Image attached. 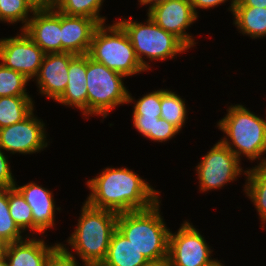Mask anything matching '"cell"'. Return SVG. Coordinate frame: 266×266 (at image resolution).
I'll return each mask as SVG.
<instances>
[{
    "instance_id": "36",
    "label": "cell",
    "mask_w": 266,
    "mask_h": 266,
    "mask_svg": "<svg viewBox=\"0 0 266 266\" xmlns=\"http://www.w3.org/2000/svg\"><path fill=\"white\" fill-rule=\"evenodd\" d=\"M235 6L266 8V0H236Z\"/></svg>"
},
{
    "instance_id": "20",
    "label": "cell",
    "mask_w": 266,
    "mask_h": 266,
    "mask_svg": "<svg viewBox=\"0 0 266 266\" xmlns=\"http://www.w3.org/2000/svg\"><path fill=\"white\" fill-rule=\"evenodd\" d=\"M245 177L243 191L256 208L258 219L261 220V228L264 230L266 226V163L248 168Z\"/></svg>"
},
{
    "instance_id": "7",
    "label": "cell",
    "mask_w": 266,
    "mask_h": 266,
    "mask_svg": "<svg viewBox=\"0 0 266 266\" xmlns=\"http://www.w3.org/2000/svg\"><path fill=\"white\" fill-rule=\"evenodd\" d=\"M125 78L86 54L87 119L101 115L104 120L117 106L128 104Z\"/></svg>"
},
{
    "instance_id": "14",
    "label": "cell",
    "mask_w": 266,
    "mask_h": 266,
    "mask_svg": "<svg viewBox=\"0 0 266 266\" xmlns=\"http://www.w3.org/2000/svg\"><path fill=\"white\" fill-rule=\"evenodd\" d=\"M16 182L15 188L22 194L25 201L32 210L33 215V234H44L48 229H53L55 225V212L60 211L61 207L55 206L53 192L48 188L42 187L33 181L23 186Z\"/></svg>"
},
{
    "instance_id": "5",
    "label": "cell",
    "mask_w": 266,
    "mask_h": 266,
    "mask_svg": "<svg viewBox=\"0 0 266 266\" xmlns=\"http://www.w3.org/2000/svg\"><path fill=\"white\" fill-rule=\"evenodd\" d=\"M132 17H121L116 22L127 33L135 54L146 71L151 70L149 63L153 61L172 60L189 50L178 37L159 27L149 16L145 23L138 22Z\"/></svg>"
},
{
    "instance_id": "10",
    "label": "cell",
    "mask_w": 266,
    "mask_h": 266,
    "mask_svg": "<svg viewBox=\"0 0 266 266\" xmlns=\"http://www.w3.org/2000/svg\"><path fill=\"white\" fill-rule=\"evenodd\" d=\"M33 110L24 120L0 128V148L10 154H34L48 145L45 123Z\"/></svg>"
},
{
    "instance_id": "34",
    "label": "cell",
    "mask_w": 266,
    "mask_h": 266,
    "mask_svg": "<svg viewBox=\"0 0 266 266\" xmlns=\"http://www.w3.org/2000/svg\"><path fill=\"white\" fill-rule=\"evenodd\" d=\"M228 0H190V3L192 4V8L194 13L198 16V10L197 9H213L217 6L225 3ZM230 6L228 8L231 13L233 12V9L235 7L236 0H230Z\"/></svg>"
},
{
    "instance_id": "33",
    "label": "cell",
    "mask_w": 266,
    "mask_h": 266,
    "mask_svg": "<svg viewBox=\"0 0 266 266\" xmlns=\"http://www.w3.org/2000/svg\"><path fill=\"white\" fill-rule=\"evenodd\" d=\"M160 117L132 116L133 126L144 138L150 140V133H154V126Z\"/></svg>"
},
{
    "instance_id": "40",
    "label": "cell",
    "mask_w": 266,
    "mask_h": 266,
    "mask_svg": "<svg viewBox=\"0 0 266 266\" xmlns=\"http://www.w3.org/2000/svg\"><path fill=\"white\" fill-rule=\"evenodd\" d=\"M0 266H8V262L6 260V257L0 259Z\"/></svg>"
},
{
    "instance_id": "41",
    "label": "cell",
    "mask_w": 266,
    "mask_h": 266,
    "mask_svg": "<svg viewBox=\"0 0 266 266\" xmlns=\"http://www.w3.org/2000/svg\"><path fill=\"white\" fill-rule=\"evenodd\" d=\"M217 266H225L222 262H220Z\"/></svg>"
},
{
    "instance_id": "11",
    "label": "cell",
    "mask_w": 266,
    "mask_h": 266,
    "mask_svg": "<svg viewBox=\"0 0 266 266\" xmlns=\"http://www.w3.org/2000/svg\"><path fill=\"white\" fill-rule=\"evenodd\" d=\"M20 33L14 37L0 38V62L34 81L46 53L24 30Z\"/></svg>"
},
{
    "instance_id": "8",
    "label": "cell",
    "mask_w": 266,
    "mask_h": 266,
    "mask_svg": "<svg viewBox=\"0 0 266 266\" xmlns=\"http://www.w3.org/2000/svg\"><path fill=\"white\" fill-rule=\"evenodd\" d=\"M199 179V191L221 189L224 185L236 181L247 172L241 167L237 156L220 140L204 155L195 167Z\"/></svg>"
},
{
    "instance_id": "18",
    "label": "cell",
    "mask_w": 266,
    "mask_h": 266,
    "mask_svg": "<svg viewBox=\"0 0 266 266\" xmlns=\"http://www.w3.org/2000/svg\"><path fill=\"white\" fill-rule=\"evenodd\" d=\"M55 102L78 108L87 119L86 54L76 55L70 61L66 89Z\"/></svg>"
},
{
    "instance_id": "28",
    "label": "cell",
    "mask_w": 266,
    "mask_h": 266,
    "mask_svg": "<svg viewBox=\"0 0 266 266\" xmlns=\"http://www.w3.org/2000/svg\"><path fill=\"white\" fill-rule=\"evenodd\" d=\"M30 82L23 74L5 67L0 62V97L31 96L26 86Z\"/></svg>"
},
{
    "instance_id": "35",
    "label": "cell",
    "mask_w": 266,
    "mask_h": 266,
    "mask_svg": "<svg viewBox=\"0 0 266 266\" xmlns=\"http://www.w3.org/2000/svg\"><path fill=\"white\" fill-rule=\"evenodd\" d=\"M34 11L49 10L55 5V0H25Z\"/></svg>"
},
{
    "instance_id": "25",
    "label": "cell",
    "mask_w": 266,
    "mask_h": 266,
    "mask_svg": "<svg viewBox=\"0 0 266 266\" xmlns=\"http://www.w3.org/2000/svg\"><path fill=\"white\" fill-rule=\"evenodd\" d=\"M8 204H9V213L17 226L26 233L28 236H37L33 235V215L32 210L28 203L25 201V198L22 194L15 188L8 189ZM31 231V232H30Z\"/></svg>"
},
{
    "instance_id": "3",
    "label": "cell",
    "mask_w": 266,
    "mask_h": 266,
    "mask_svg": "<svg viewBox=\"0 0 266 266\" xmlns=\"http://www.w3.org/2000/svg\"><path fill=\"white\" fill-rule=\"evenodd\" d=\"M161 201L144 210L118 213L117 230L149 262L167 261L170 229L160 213Z\"/></svg>"
},
{
    "instance_id": "19",
    "label": "cell",
    "mask_w": 266,
    "mask_h": 266,
    "mask_svg": "<svg viewBox=\"0 0 266 266\" xmlns=\"http://www.w3.org/2000/svg\"><path fill=\"white\" fill-rule=\"evenodd\" d=\"M150 262L117 229L113 232L105 260L100 266H146Z\"/></svg>"
},
{
    "instance_id": "1",
    "label": "cell",
    "mask_w": 266,
    "mask_h": 266,
    "mask_svg": "<svg viewBox=\"0 0 266 266\" xmlns=\"http://www.w3.org/2000/svg\"><path fill=\"white\" fill-rule=\"evenodd\" d=\"M86 184L87 204L116 213L144 210L161 200L160 191L127 167H106Z\"/></svg>"
},
{
    "instance_id": "12",
    "label": "cell",
    "mask_w": 266,
    "mask_h": 266,
    "mask_svg": "<svg viewBox=\"0 0 266 266\" xmlns=\"http://www.w3.org/2000/svg\"><path fill=\"white\" fill-rule=\"evenodd\" d=\"M147 14L159 27L174 34L189 49L197 44L195 37L186 31L199 17L194 13L190 0H168L155 6Z\"/></svg>"
},
{
    "instance_id": "24",
    "label": "cell",
    "mask_w": 266,
    "mask_h": 266,
    "mask_svg": "<svg viewBox=\"0 0 266 266\" xmlns=\"http://www.w3.org/2000/svg\"><path fill=\"white\" fill-rule=\"evenodd\" d=\"M104 0H55L54 8L68 16H85L105 24V16L100 15Z\"/></svg>"
},
{
    "instance_id": "9",
    "label": "cell",
    "mask_w": 266,
    "mask_h": 266,
    "mask_svg": "<svg viewBox=\"0 0 266 266\" xmlns=\"http://www.w3.org/2000/svg\"><path fill=\"white\" fill-rule=\"evenodd\" d=\"M188 220L176 232L170 231L167 263L169 266H217L213 250L199 230ZM195 227V228H194Z\"/></svg>"
},
{
    "instance_id": "27",
    "label": "cell",
    "mask_w": 266,
    "mask_h": 266,
    "mask_svg": "<svg viewBox=\"0 0 266 266\" xmlns=\"http://www.w3.org/2000/svg\"><path fill=\"white\" fill-rule=\"evenodd\" d=\"M0 237L8 243L18 242L28 237L27 234L24 235L9 213L8 189H0Z\"/></svg>"
},
{
    "instance_id": "13",
    "label": "cell",
    "mask_w": 266,
    "mask_h": 266,
    "mask_svg": "<svg viewBox=\"0 0 266 266\" xmlns=\"http://www.w3.org/2000/svg\"><path fill=\"white\" fill-rule=\"evenodd\" d=\"M75 56L70 52L45 54L34 78L41 95L56 101L63 94L68 83L69 64Z\"/></svg>"
},
{
    "instance_id": "2",
    "label": "cell",
    "mask_w": 266,
    "mask_h": 266,
    "mask_svg": "<svg viewBox=\"0 0 266 266\" xmlns=\"http://www.w3.org/2000/svg\"><path fill=\"white\" fill-rule=\"evenodd\" d=\"M80 213L74 232L66 240L68 244L60 243V246L74 259L75 256L79 257L83 265L100 266L106 258L112 234L117 229L118 213L94 208L86 202ZM68 245L74 251H69Z\"/></svg>"
},
{
    "instance_id": "6",
    "label": "cell",
    "mask_w": 266,
    "mask_h": 266,
    "mask_svg": "<svg viewBox=\"0 0 266 266\" xmlns=\"http://www.w3.org/2000/svg\"><path fill=\"white\" fill-rule=\"evenodd\" d=\"M88 55L126 78L146 72L127 33L116 21L112 25L100 24L96 28Z\"/></svg>"
},
{
    "instance_id": "15",
    "label": "cell",
    "mask_w": 266,
    "mask_h": 266,
    "mask_svg": "<svg viewBox=\"0 0 266 266\" xmlns=\"http://www.w3.org/2000/svg\"><path fill=\"white\" fill-rule=\"evenodd\" d=\"M24 31L45 53L61 52V12L34 11Z\"/></svg>"
},
{
    "instance_id": "22",
    "label": "cell",
    "mask_w": 266,
    "mask_h": 266,
    "mask_svg": "<svg viewBox=\"0 0 266 266\" xmlns=\"http://www.w3.org/2000/svg\"><path fill=\"white\" fill-rule=\"evenodd\" d=\"M31 96L0 97V128L24 120L35 108Z\"/></svg>"
},
{
    "instance_id": "39",
    "label": "cell",
    "mask_w": 266,
    "mask_h": 266,
    "mask_svg": "<svg viewBox=\"0 0 266 266\" xmlns=\"http://www.w3.org/2000/svg\"><path fill=\"white\" fill-rule=\"evenodd\" d=\"M146 266H169L167 261H160V262H150Z\"/></svg>"
},
{
    "instance_id": "23",
    "label": "cell",
    "mask_w": 266,
    "mask_h": 266,
    "mask_svg": "<svg viewBox=\"0 0 266 266\" xmlns=\"http://www.w3.org/2000/svg\"><path fill=\"white\" fill-rule=\"evenodd\" d=\"M185 99L168 89H161V116L177 127L180 131L184 127L187 118Z\"/></svg>"
},
{
    "instance_id": "38",
    "label": "cell",
    "mask_w": 266,
    "mask_h": 266,
    "mask_svg": "<svg viewBox=\"0 0 266 266\" xmlns=\"http://www.w3.org/2000/svg\"><path fill=\"white\" fill-rule=\"evenodd\" d=\"M8 242L5 241L2 237H0V259L6 256Z\"/></svg>"
},
{
    "instance_id": "4",
    "label": "cell",
    "mask_w": 266,
    "mask_h": 266,
    "mask_svg": "<svg viewBox=\"0 0 266 266\" xmlns=\"http://www.w3.org/2000/svg\"><path fill=\"white\" fill-rule=\"evenodd\" d=\"M226 111L225 117L217 122V128L226 135L220 141L240 161L245 156L251 163L257 161V165L265 164L266 157L262 156L266 154V119L241 103L232 104Z\"/></svg>"
},
{
    "instance_id": "17",
    "label": "cell",
    "mask_w": 266,
    "mask_h": 266,
    "mask_svg": "<svg viewBox=\"0 0 266 266\" xmlns=\"http://www.w3.org/2000/svg\"><path fill=\"white\" fill-rule=\"evenodd\" d=\"M29 236L24 240L8 243L6 260L8 266H44L49 255L60 245H47L45 238Z\"/></svg>"
},
{
    "instance_id": "29",
    "label": "cell",
    "mask_w": 266,
    "mask_h": 266,
    "mask_svg": "<svg viewBox=\"0 0 266 266\" xmlns=\"http://www.w3.org/2000/svg\"><path fill=\"white\" fill-rule=\"evenodd\" d=\"M133 103L132 116L160 117L161 116V89L148 92L137 100L128 92V104Z\"/></svg>"
},
{
    "instance_id": "16",
    "label": "cell",
    "mask_w": 266,
    "mask_h": 266,
    "mask_svg": "<svg viewBox=\"0 0 266 266\" xmlns=\"http://www.w3.org/2000/svg\"><path fill=\"white\" fill-rule=\"evenodd\" d=\"M99 25L96 20L85 16L61 13V52L88 54L93 34Z\"/></svg>"
},
{
    "instance_id": "31",
    "label": "cell",
    "mask_w": 266,
    "mask_h": 266,
    "mask_svg": "<svg viewBox=\"0 0 266 266\" xmlns=\"http://www.w3.org/2000/svg\"><path fill=\"white\" fill-rule=\"evenodd\" d=\"M79 261L74 259L60 245L49 255L44 266H81ZM85 266V265H82Z\"/></svg>"
},
{
    "instance_id": "32",
    "label": "cell",
    "mask_w": 266,
    "mask_h": 266,
    "mask_svg": "<svg viewBox=\"0 0 266 266\" xmlns=\"http://www.w3.org/2000/svg\"><path fill=\"white\" fill-rule=\"evenodd\" d=\"M6 153L0 148V189H10L16 184Z\"/></svg>"
},
{
    "instance_id": "21",
    "label": "cell",
    "mask_w": 266,
    "mask_h": 266,
    "mask_svg": "<svg viewBox=\"0 0 266 266\" xmlns=\"http://www.w3.org/2000/svg\"><path fill=\"white\" fill-rule=\"evenodd\" d=\"M233 24L242 35L252 39L266 38V8L235 6Z\"/></svg>"
},
{
    "instance_id": "26",
    "label": "cell",
    "mask_w": 266,
    "mask_h": 266,
    "mask_svg": "<svg viewBox=\"0 0 266 266\" xmlns=\"http://www.w3.org/2000/svg\"><path fill=\"white\" fill-rule=\"evenodd\" d=\"M33 13L25 0H0V22L12 25L21 22L20 31L25 29Z\"/></svg>"
},
{
    "instance_id": "37",
    "label": "cell",
    "mask_w": 266,
    "mask_h": 266,
    "mask_svg": "<svg viewBox=\"0 0 266 266\" xmlns=\"http://www.w3.org/2000/svg\"><path fill=\"white\" fill-rule=\"evenodd\" d=\"M168 0H138V4L141 5V6H146L148 5V9H147V12L150 11L152 8H154L155 6L159 5V4H162V3H165L167 2Z\"/></svg>"
},
{
    "instance_id": "30",
    "label": "cell",
    "mask_w": 266,
    "mask_h": 266,
    "mask_svg": "<svg viewBox=\"0 0 266 266\" xmlns=\"http://www.w3.org/2000/svg\"><path fill=\"white\" fill-rule=\"evenodd\" d=\"M180 130L167 122L163 118H159L154 126V133H150V140L154 142H166L171 140L175 135L179 134Z\"/></svg>"
}]
</instances>
